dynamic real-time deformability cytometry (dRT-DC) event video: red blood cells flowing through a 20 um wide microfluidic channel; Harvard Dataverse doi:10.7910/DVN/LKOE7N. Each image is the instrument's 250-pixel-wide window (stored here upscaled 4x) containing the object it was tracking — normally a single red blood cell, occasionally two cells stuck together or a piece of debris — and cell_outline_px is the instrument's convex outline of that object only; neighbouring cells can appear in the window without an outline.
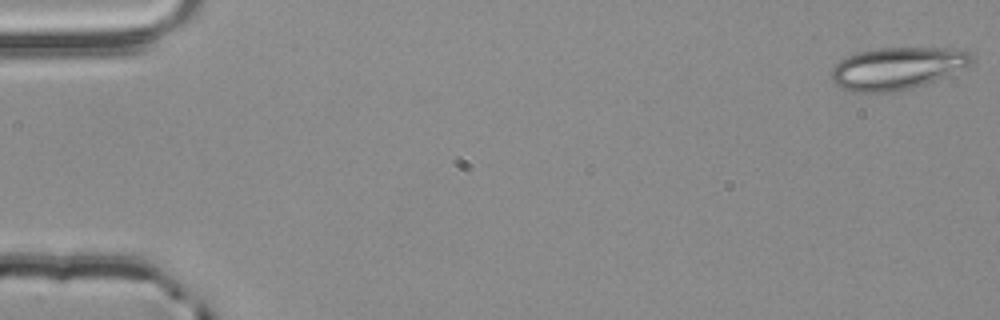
{"species": "common noctule bat (a hibernating species)", "species_latin": "Nyctalus noctula", "temperature_condition": "room temperature", "stored_images_in_passage": 3, "camera_frame_rate_fps": 3000, "um_per_image_px": 0.085, "animal": {"sex": "male", "body_mass_g": 20.4}, "frame": {"image": 1, "passage_image": 1, "time_ms": 0.0, "image_size_px": [1000, 320], "cell_outline_px": [[976, 56], [972, 64], [944, 76], [924, 84], [912, 88], [884, 92], [852, 92], [836, 84], [832, 80], [832, 68], [840, 60], [848, 56], [860, 52], [876, 48], [964, 48], [972, 52]], "centroid_in_image_um": [76.32, 5.78], "position_along_channel_um": 8.7, "area_um2": 34.45}}